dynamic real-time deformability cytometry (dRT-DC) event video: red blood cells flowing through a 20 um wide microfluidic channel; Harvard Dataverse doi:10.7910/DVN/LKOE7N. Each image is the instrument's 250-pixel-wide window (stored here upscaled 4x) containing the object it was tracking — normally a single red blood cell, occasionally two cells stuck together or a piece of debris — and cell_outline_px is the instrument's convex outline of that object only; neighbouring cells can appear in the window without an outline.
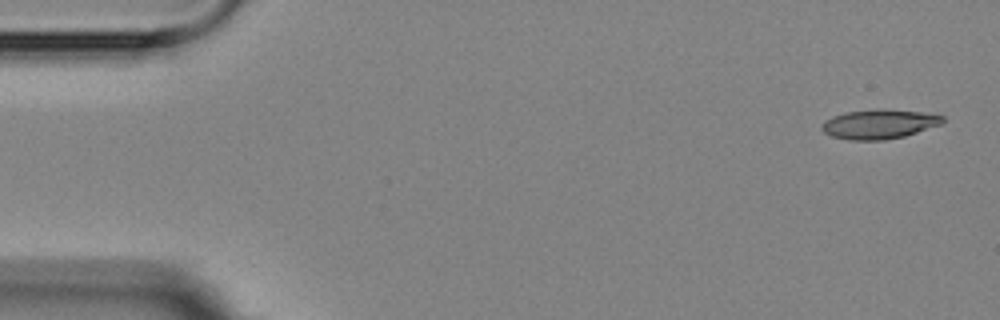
{"species": "Egyptian fruit bat (a non-hibernating species)", "species_latin": "Rousettus aegyptiacus", "temperature_condition": "room temperature", "stored_images_in_passage": 6, "camera_frame_rate_fps": 3000, "um_per_image_px": 0.085, "animal": {"sex": "female"}, "frame": {"image": 1, "passage_image": 1, "time_ms": 0.0, "image_size_px": [1000, 320], "cell_outline_px": [[944, 120], [940, 124], [904, 136], [884, 140], [848, 140], [832, 136], [824, 132], [820, 128], [824, 120], [832, 116], [844, 112], [876, 108], [884, 108], [920, 112], [944, 116]], "centroid_in_image_um": [74.67, 10.53], "position_along_channel_um": 10.3, "area_um2": 20.81}}
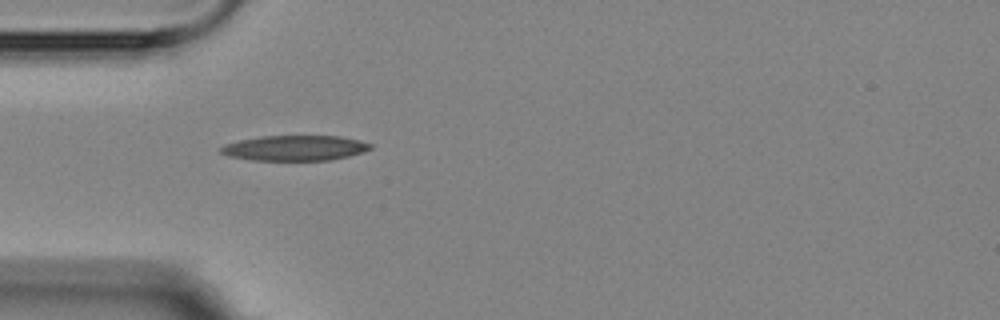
{"frame": {"image": 2, "passage_image": 5, "time_ms": 4.667, "image_size_px": [1000, 320], "cell_outline_px": [[372, 148], [364, 152], [348, 156], [328, 160], [252, 160], [228, 156], [220, 152], [220, 148], [224, 144], [240, 140], [264, 136], [340, 136], [360, 140], [372, 144]], "centroid_in_image_um": [25.08, 12.58], "position_along_channel_um": 59.9, "area_um2": 21.96}}
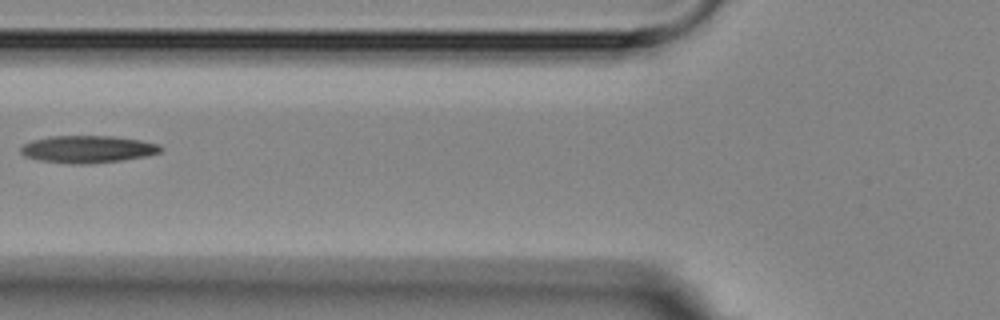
{"frame": {"image": 3, "passage_image": 6, "time_ms": 6.333, "image_size_px": [1000, 320], "cell_outline_px": [[164, 148], [160, 152], [148, 156], [120, 160], [88, 164], [68, 164], [40, 160], [24, 156], [20, 152], [20, 148], [24, 144], [32, 140], [48, 136], [112, 136], [140, 140], [160, 144]], "centroid_in_image_um": [7.46, 12.68], "position_along_channel_um": 118.3, "area_um2": 22.37}}